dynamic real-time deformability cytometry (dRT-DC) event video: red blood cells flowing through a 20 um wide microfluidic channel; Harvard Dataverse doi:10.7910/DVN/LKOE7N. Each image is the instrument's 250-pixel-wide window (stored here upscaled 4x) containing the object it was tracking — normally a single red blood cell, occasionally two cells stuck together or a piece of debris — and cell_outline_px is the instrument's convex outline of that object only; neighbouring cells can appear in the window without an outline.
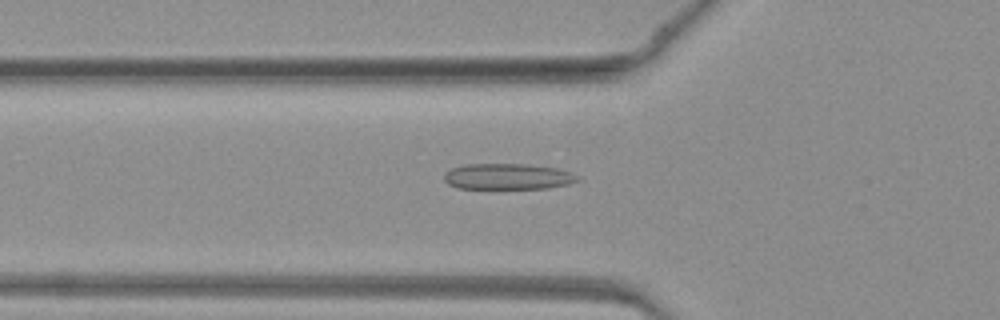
{"species": "common noctule bat (a hibernating species)", "species_latin": "Nyctalus noctula", "temperature_condition": "warm", "stored_images_in_passage": 35, "camera_frame_rate_fps": 3000, "um_per_image_px": 0.085, "animal": {"sex": "female", "body_mass_g": 19.3, "forearm_length_mm": 54.1}, "frame": {"image": 1, "passage_image": 16, "time_ms": 5.0, "image_size_px": [1000, 320], "cell_outline_px": [[580, 180], [568, 184], [548, 188], [456, 188], [448, 184], [444, 180], [444, 172], [452, 168], [464, 164], [528, 164], [556, 168], [572, 172]], "centroid_in_image_um": [43.13, 15.0], "position_along_channel_um": 82.7, "area_um2": 20.17}}
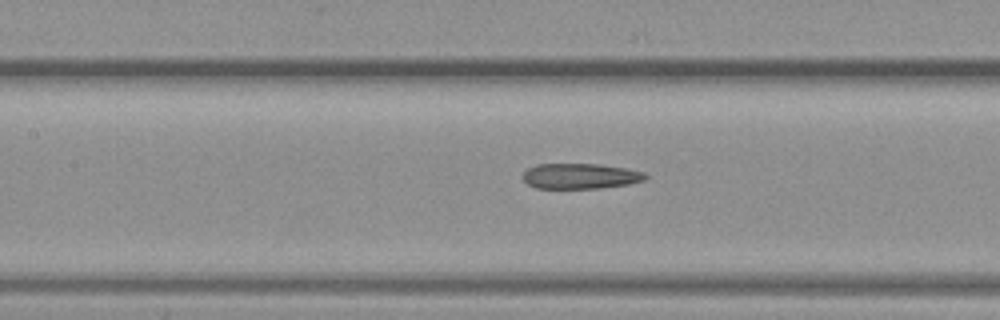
{"frame": {"image": 2, "passage_image": 21, "time_ms": 6.667, "image_size_px": [1000, 320], "cell_outline_px": [[648, 176], [644, 180], [628, 184], [600, 188], [536, 188], [528, 184], [524, 180], [524, 172], [528, 168], [536, 164], [600, 164], [628, 168], [644, 172]], "centroid_in_image_um": [49.35, 14.96], "position_along_channel_um": 158.0, "area_um2": 18.15}}
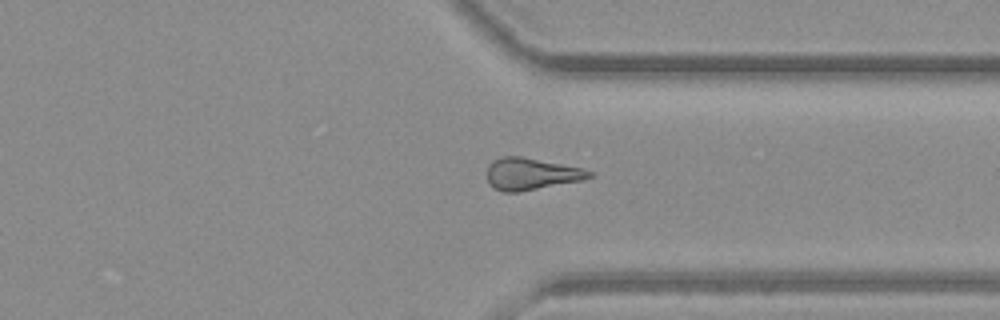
{"frame": {"image": 3, "passage_image": 35, "time_ms": 11.333, "image_size_px": [1000, 320], "cell_outline_px": [[596, 172], [592, 176], [584, 180], [520, 192], [504, 192], [492, 188], [488, 184], [488, 164], [492, 160], [504, 156], [520, 156], [584, 168]], "centroid_in_image_um": [45.17, 14.79], "position_along_channel_um": 366.2, "area_um2": 19.31}}